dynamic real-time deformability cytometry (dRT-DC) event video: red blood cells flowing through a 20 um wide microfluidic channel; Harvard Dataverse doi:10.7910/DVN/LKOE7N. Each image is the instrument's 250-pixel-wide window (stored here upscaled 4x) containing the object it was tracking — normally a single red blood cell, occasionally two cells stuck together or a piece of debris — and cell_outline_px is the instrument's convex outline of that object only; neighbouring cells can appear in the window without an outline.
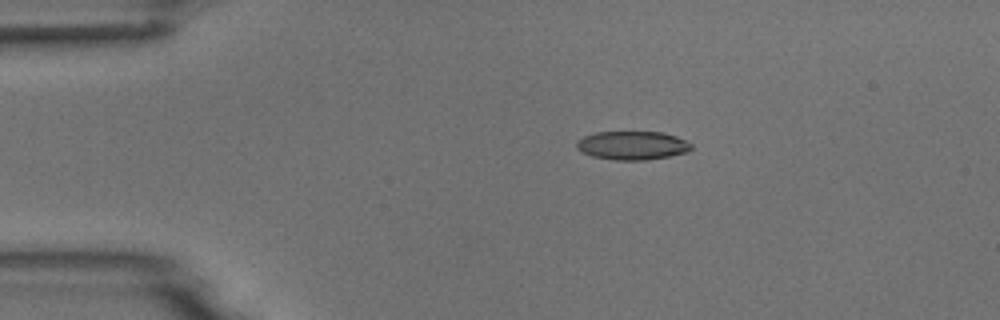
{"species": "common noctule bat (a hibernating species)", "species_latin": "Nyctalus noctula", "temperature_condition": "room temperature", "stored_images_in_passage": 5, "camera_frame_rate_fps": 3000, "um_per_image_px": 0.085, "animal": {"sex": "male", "body_mass_g": 18.8}, "frame": {"image": 1, "passage_image": 2, "time_ms": 1.333, "image_size_px": [1000, 320], "cell_outline_px": [[692, 148], [688, 152], [648, 160], [616, 160], [592, 156], [576, 148], [576, 140], [584, 136], [596, 132], [660, 132], [676, 136], [692, 144]], "centroid_in_image_um": [53.74, 12.36], "position_along_channel_um": 31.3, "area_um2": 19.07}}
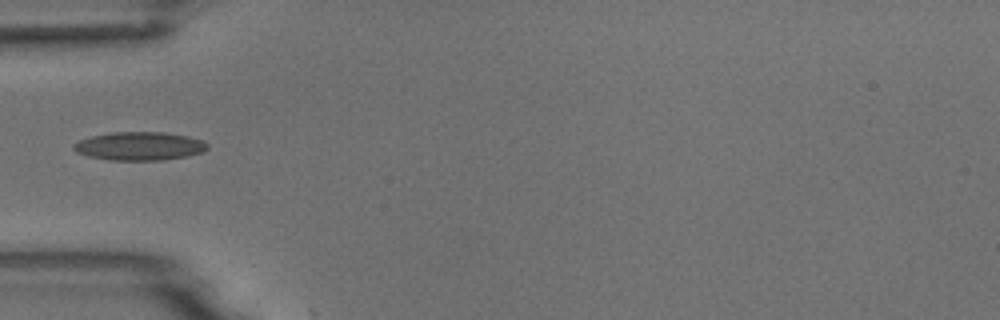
{"frame": {"image": 2, "passage_image": 4, "time_ms": 3.667, "image_size_px": [1000, 320], "cell_outline_px": [[208, 148], [204, 152], [188, 156], [160, 160], [108, 160], [88, 156], [76, 152], [72, 148], [72, 144], [80, 140], [92, 136], [112, 132], [164, 132], [188, 136], [204, 140], [208, 144]], "centroid_in_image_um": [11.88, 12.42], "position_along_channel_um": 73.1, "area_um2": 22.31}}